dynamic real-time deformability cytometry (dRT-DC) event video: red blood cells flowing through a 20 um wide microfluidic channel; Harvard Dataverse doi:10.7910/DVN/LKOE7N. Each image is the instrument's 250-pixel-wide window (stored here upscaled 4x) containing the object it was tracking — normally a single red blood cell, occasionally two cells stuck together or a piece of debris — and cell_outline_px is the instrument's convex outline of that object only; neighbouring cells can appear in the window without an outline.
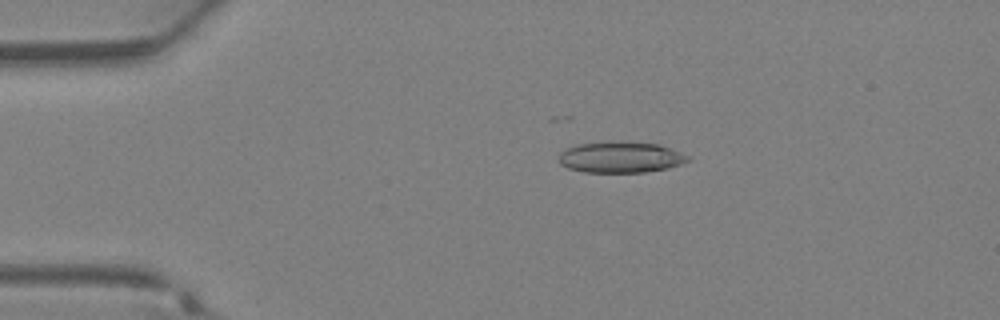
{"species": "Egyptian fruit bat (a non-hibernating species)", "species_latin": "Rousettus aegyptiacus", "temperature_condition": "warm", "stored_images_in_passage": 37, "camera_frame_rate_fps": 3000, "um_per_image_px": 0.085, "animal": {"sex": "female"}, "frame": {"image": 1, "passage_image": 8, "time_ms": 2.333, "image_size_px": [1000, 320], "cell_outline_px": [[692, 160], [668, 168], [644, 172], [584, 172], [568, 168], [560, 164], [556, 160], [560, 152], [568, 148], [580, 144], [660, 144], [688, 156]], "centroid_in_image_um": [52.73, 13.42], "position_along_channel_um": 32.3, "area_um2": 22.43}}
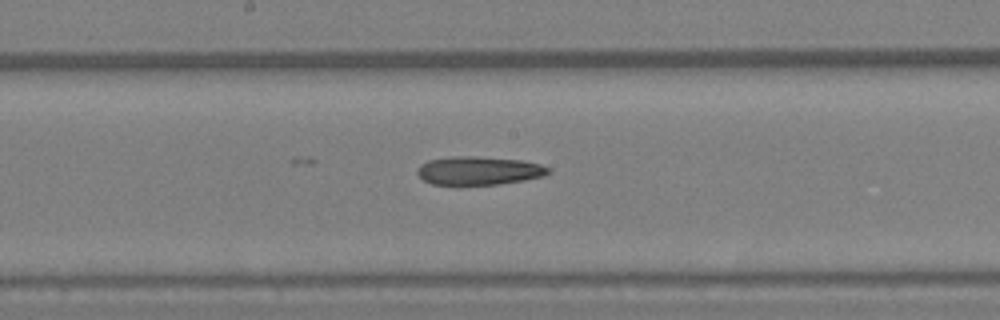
{"frame": {"image": 2, "passage_image": 20, "time_ms": 6.333, "image_size_px": [1000, 320], "cell_outline_px": [[548, 172], [544, 176], [524, 180], [500, 184], [432, 184], [424, 180], [416, 172], [420, 164], [428, 160], [452, 156], [476, 156], [524, 160], [540, 164], [548, 168]], "centroid_in_image_um": [40.69, 14.49], "position_along_channel_um": 207.5, "area_um2": 21.62}}
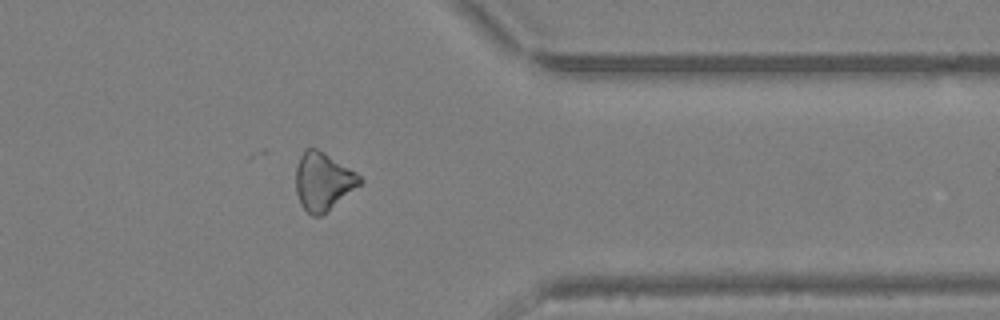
{"frame": {"image": 3, "passage_image": 30, "time_ms": 9.667, "image_size_px": [1000, 320], "cell_outline_px": [[364, 180], [360, 184], [320, 216], [312, 216], [300, 204], [296, 192], [296, 164], [304, 148], [316, 148], [324, 152], [356, 172]], "centroid_in_image_um": [27.43, 15.39], "position_along_channel_um": 384.0, "area_um2": 21.33}}